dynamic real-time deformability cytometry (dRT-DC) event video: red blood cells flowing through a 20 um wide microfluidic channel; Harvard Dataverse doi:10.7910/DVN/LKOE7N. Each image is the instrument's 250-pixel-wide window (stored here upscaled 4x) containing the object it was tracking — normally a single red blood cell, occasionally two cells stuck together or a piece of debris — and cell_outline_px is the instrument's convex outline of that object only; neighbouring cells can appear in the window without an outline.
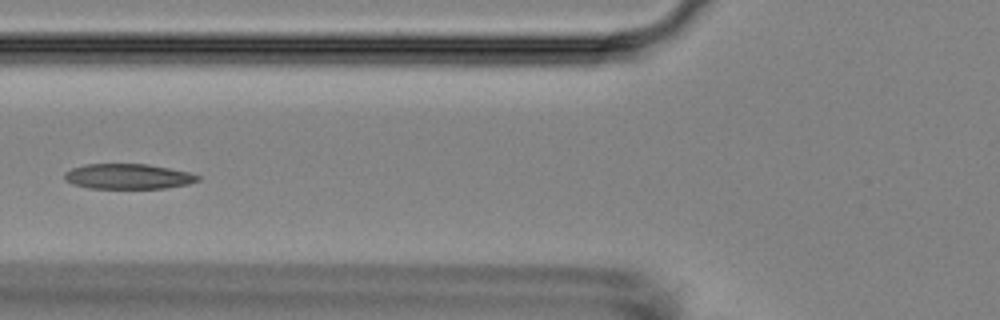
{"species": "Egyptian fruit bat (a non-hibernating species)", "species_latin": "Rousettus aegyptiacus", "temperature_condition": "room temperature", "stored_images_in_passage": 6, "camera_frame_rate_fps": 3000, "um_per_image_px": 0.085, "animal": {"sex": "female"}, "frame": {"image": 1, "passage_image": 5, "time_ms": 4.667, "image_size_px": [1000, 320], "cell_outline_px": [[200, 180], [188, 184], [164, 188], [88, 188], [72, 184], [64, 180], [64, 172], [72, 168], [88, 164], [148, 164], [188, 172], [200, 176]], "centroid_in_image_um": [10.86, 15.0], "position_along_channel_um": 114.9, "area_um2": 19.54}}